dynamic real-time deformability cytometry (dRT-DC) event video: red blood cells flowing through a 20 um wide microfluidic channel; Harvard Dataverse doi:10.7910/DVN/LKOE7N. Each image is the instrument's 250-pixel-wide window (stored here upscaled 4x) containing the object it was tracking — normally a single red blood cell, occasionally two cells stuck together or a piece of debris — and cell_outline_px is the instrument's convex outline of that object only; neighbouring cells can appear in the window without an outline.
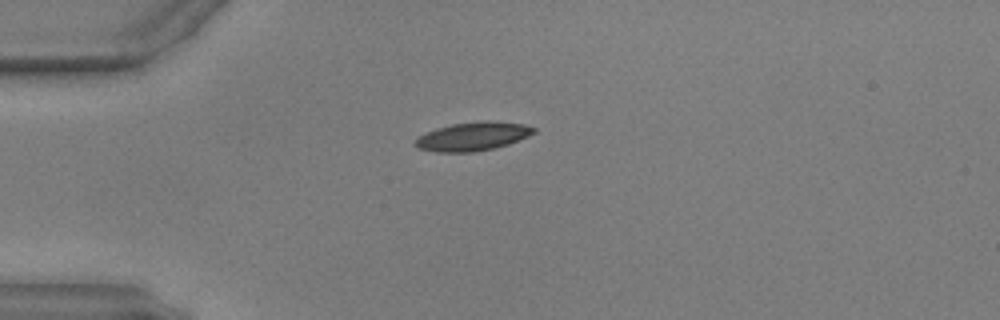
{"species": "common noctule bat (a hibernating species)", "species_latin": "Nyctalus noctula", "temperature_condition": "warm", "stored_images_in_passage": 39, "camera_frame_rate_fps": 3000, "um_per_image_px": 0.085, "animal": {"sex": "male", "body_mass_g": 17.9, "forearm_length_mm": 54.2}, "frame": {"image": 1, "passage_image": 1, "time_ms": 0.0, "image_size_px": [1000, 320], "cell_outline_px": [[536, 132], [516, 140], [492, 148], [468, 152], [440, 152], [420, 148], [416, 144], [416, 140], [420, 136], [428, 132], [452, 124], [520, 124], [536, 128]], "centroid_in_image_um": [40.13, 11.64], "position_along_channel_um": 44.9, "area_um2": 17.86}}
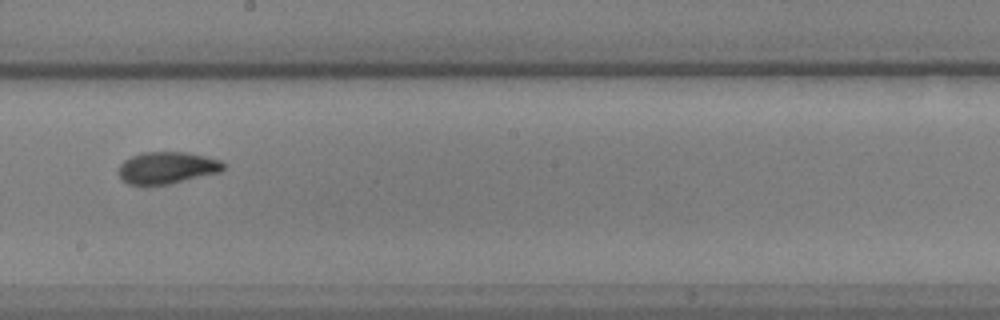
{"frame": {"image": 2, "passage_image": 17, "time_ms": 5.333, "image_size_px": [1000, 320], "cell_outline_px": [[224, 168], [220, 172], [168, 184], [128, 184], [120, 176], [120, 164], [124, 160], [132, 156], [144, 152], [184, 152], [204, 156], [220, 160], [224, 164]], "centroid_in_image_um": [14.21, 14.25], "position_along_channel_um": 234.0, "area_um2": 19.07}}
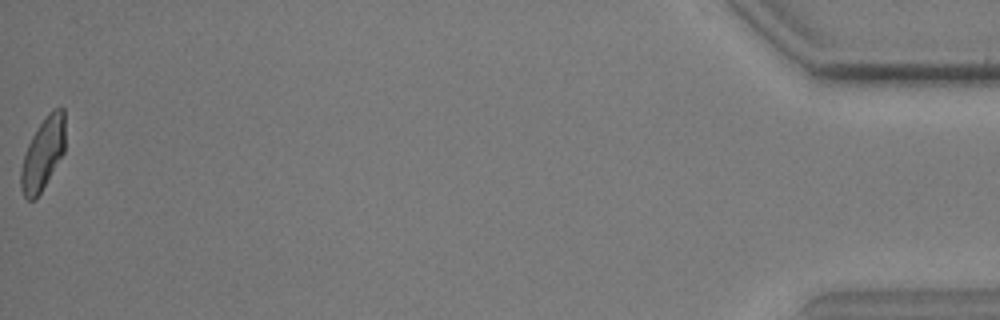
{"frame": {"image": 3, "passage_image": 39, "time_ms": 12.667, "image_size_px": [1000, 320], "cell_outline_px": [[64, 152], [36, 200], [28, 200], [24, 196], [20, 188], [20, 168], [28, 144], [32, 136], [48, 112], [56, 108], [64, 108]], "centroid_in_image_um": [3.63, 13.1], "position_along_channel_um": 431.6, "area_um2": 18.44}, "authors_computed_cell_mechanics": {"area_um2": 18.8428, "velocity_mm_per_s": 3.9576, "shape_relaxation_time_tau1_ms": 3.6922, "shape_relaxation_time_tau2_ms": 1.8889, "deformation_change_tau1": 0.1739, "deformation_change_tau2": 0.0607}}